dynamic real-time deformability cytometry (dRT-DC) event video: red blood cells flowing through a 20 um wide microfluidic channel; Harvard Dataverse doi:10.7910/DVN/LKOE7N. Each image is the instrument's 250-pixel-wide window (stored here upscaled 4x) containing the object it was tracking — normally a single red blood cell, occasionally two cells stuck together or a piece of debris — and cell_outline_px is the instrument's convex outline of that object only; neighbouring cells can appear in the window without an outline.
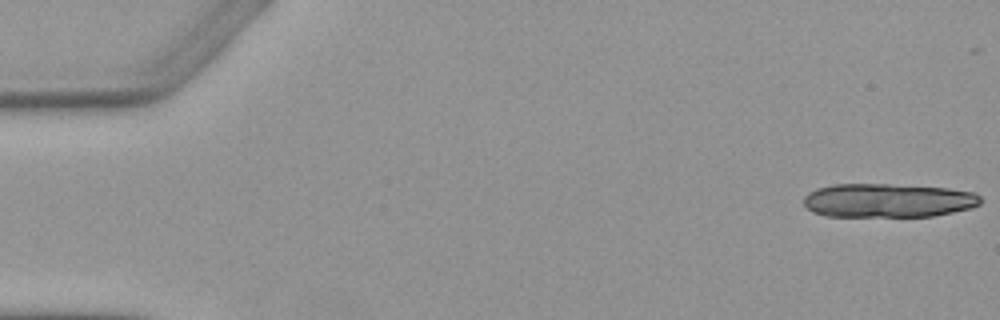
{"species": "Egyptian fruit bat (a non-hibernating species)", "species_latin": "Rousettus aegyptiacus", "temperature_condition": "warm", "stored_images_in_passage": 5, "camera_frame_rate_fps": 3000, "um_per_image_px": 0.085, "animal": {"sex": "female"}, "frame": {"image": 1, "passage_image": 1, "time_ms": 0.0, "image_size_px": [1000, 320], "cell_outline_px": [[984, 200], [980, 204], [972, 208], [932, 216], [828, 216], [812, 212], [804, 204], [804, 196], [808, 192], [816, 188], [832, 184], [888, 184], [948, 188], [976, 192]], "centroid_in_image_um": [75.5, 17.03], "position_along_channel_um": 9.5, "area_um2": 35.14}}
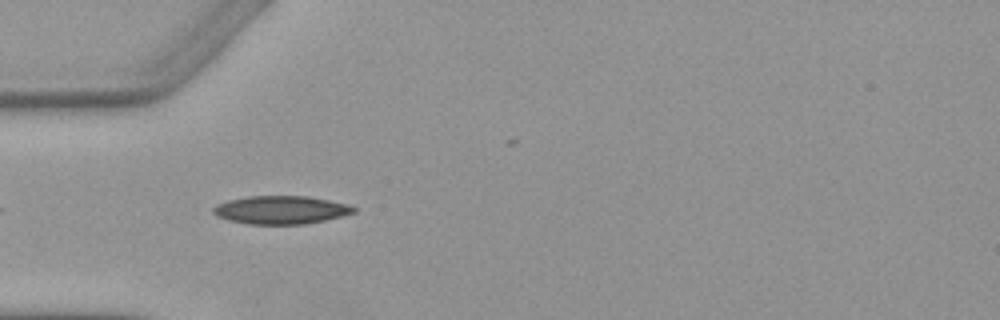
{"frame": {"image": 2, "passage_image": 4, "time_ms": 5.333, "image_size_px": [1000, 320], "cell_outline_px": [[356, 212], [324, 220], [304, 224], [248, 224], [228, 220], [216, 216], [212, 212], [212, 208], [216, 204], [228, 200], [248, 196], [308, 196], [348, 204], [356, 208]], "centroid_in_image_um": [23.84, 17.84], "position_along_channel_um": 61.2, "area_um2": 23.06}}
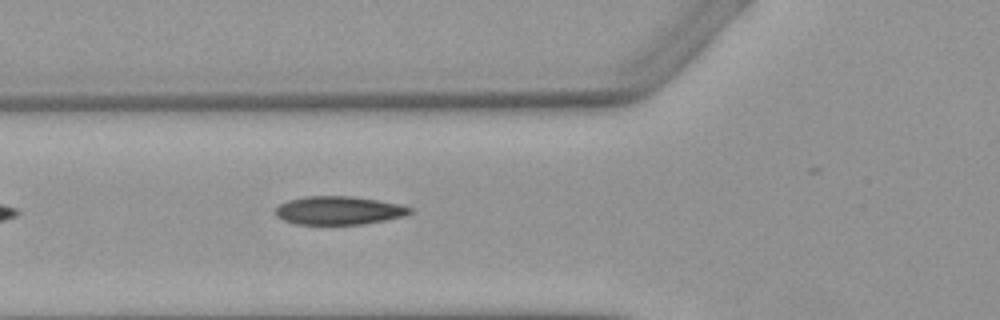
{"frame": {"image": 3, "passage_image": 5, "time_ms": 6.333, "image_size_px": [1000, 320], "cell_outline_px": [[412, 212], [404, 216], [364, 224], [296, 224], [284, 220], [276, 216], [276, 208], [280, 204], [288, 200], [304, 196], [352, 196], [400, 204], [412, 208]], "centroid_in_image_um": [28.79, 17.88], "position_along_channel_um": 97.0, "area_um2": 22.14}}